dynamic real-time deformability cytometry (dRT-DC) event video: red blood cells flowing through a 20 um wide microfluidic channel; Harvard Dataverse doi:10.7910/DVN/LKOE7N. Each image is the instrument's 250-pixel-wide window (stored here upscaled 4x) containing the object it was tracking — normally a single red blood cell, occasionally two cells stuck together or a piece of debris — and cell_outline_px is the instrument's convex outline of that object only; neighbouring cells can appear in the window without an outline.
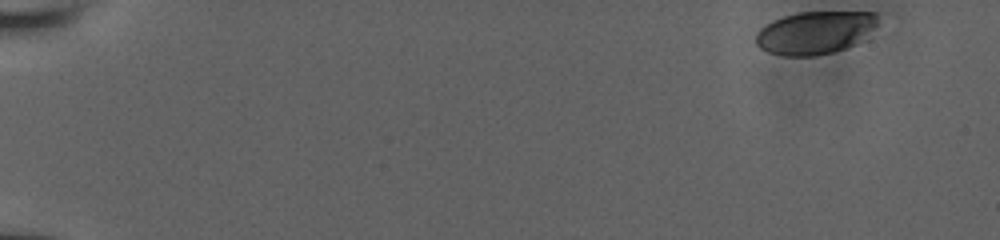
{"species": "human", "species_latin": "Homo sapiens", "temperature_condition": "room temperature", "stored_images_in_passage": 25, "camera_frame_rate_fps": 3000, "um_per_image_px": 0.085, "donor": {"sex": "male"}, "frame": {"image": 1, "passage_image": 1, "time_ms": 0.0, "image_size_px": [1000, 240], "cell_outline_px": [[876, 24], [872, 28], [852, 44], [844, 48], [832, 52], [812, 56], [784, 56], [768, 52], [760, 48], [756, 44], [756, 32], [760, 28], [772, 20], [784, 16], [800, 12], [876, 12]], "centroid_in_image_um": [69.17, 2.77], "position_along_channel_um": 15.8, "area_um2": 29.82}}
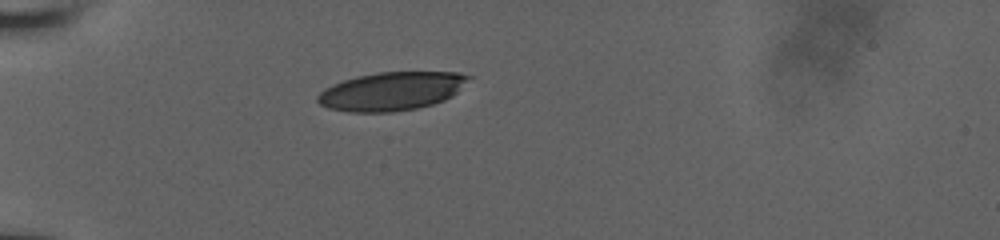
{"frame": {"image": 2, "passage_image": 21, "time_ms": 4.667, "image_size_px": [1000, 240], "cell_outline_px": [[472, 76], [452, 96], [444, 100], [432, 104], [416, 108], [392, 112], [348, 112], [328, 108], [320, 104], [316, 100], [316, 96], [324, 88], [332, 84], [356, 76], [376, 72], [460, 72]], "centroid_in_image_um": [33.25, 7.75], "position_along_channel_um": 51.8, "area_um2": 33.87}}